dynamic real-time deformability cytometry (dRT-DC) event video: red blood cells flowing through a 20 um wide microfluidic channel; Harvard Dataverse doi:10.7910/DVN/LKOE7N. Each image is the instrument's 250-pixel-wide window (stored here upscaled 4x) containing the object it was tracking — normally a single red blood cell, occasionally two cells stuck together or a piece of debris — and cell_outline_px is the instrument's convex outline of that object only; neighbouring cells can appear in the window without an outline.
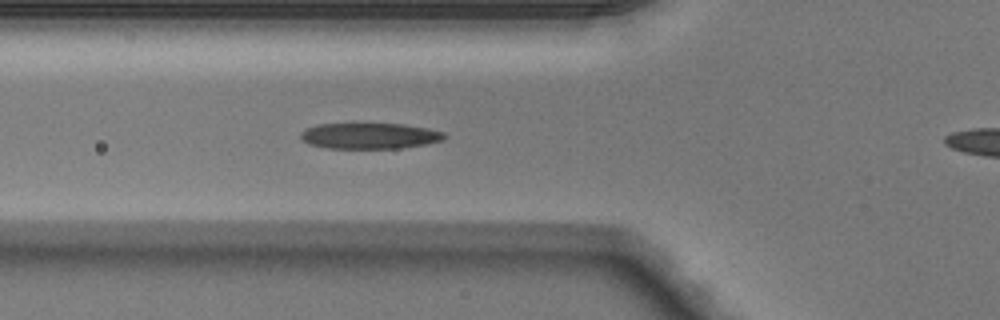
{"species": "Egyptian fruit bat (a non-hibernating species)", "species_latin": "Rousettus aegyptiacus", "temperature_condition": "warm", "stored_images_in_passage": 36, "camera_frame_rate_fps": 3000, "um_per_image_px": 0.085, "animal": {"sex": "male"}, "frame": {"image": 1, "passage_image": 4, "time_ms": 1.0, "image_size_px": [1000, 320], "cell_outline_px": [[448, 136], [444, 140], [424, 144], [400, 148], [328, 148], [308, 144], [300, 140], [300, 132], [316, 124], [404, 124], [428, 128], [444, 132]], "centroid_in_image_um": [31.42, 11.55], "position_along_channel_um": 94.4, "area_um2": 21.73}}
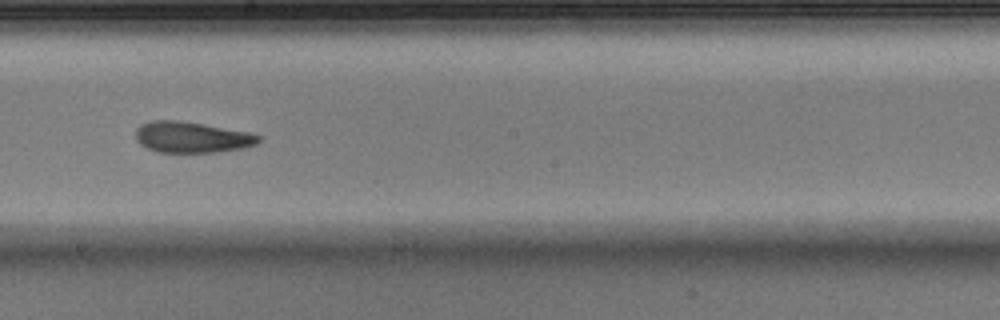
{"frame": {"image": 2, "passage_image": 14, "time_ms": 4.333, "image_size_px": [1000, 320], "cell_outline_px": [[260, 140], [256, 144], [244, 148], [220, 152], [156, 152], [140, 144], [136, 140], [136, 128], [140, 124], [152, 120], [180, 120], [204, 124], [248, 132], [260, 136]], "centroid_in_image_um": [16.28, 11.66], "position_along_channel_um": 231.9, "area_um2": 22.31}}
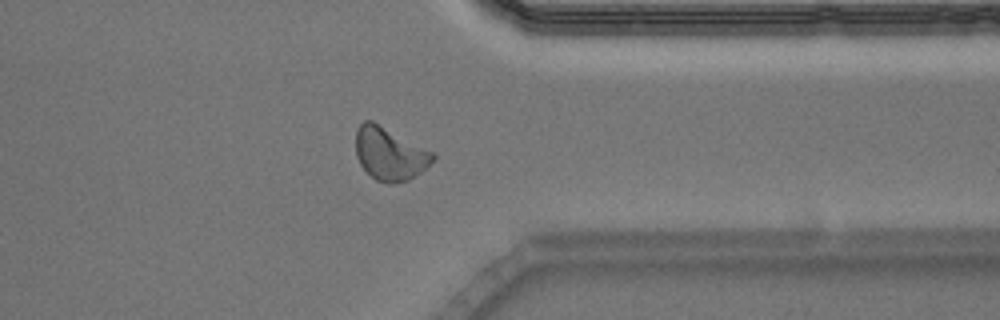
{"frame": {"image": 3, "passage_image": 25, "time_ms": 8.0, "image_size_px": [1000, 320], "cell_outline_px": [[436, 160], [420, 172], [408, 180], [392, 184], [388, 184], [376, 180], [360, 164], [356, 156], [356, 128], [364, 120], [372, 120], [436, 152]], "centroid_in_image_um": [33.16, 13.05], "position_along_channel_um": 378.2, "area_um2": 24.1}}